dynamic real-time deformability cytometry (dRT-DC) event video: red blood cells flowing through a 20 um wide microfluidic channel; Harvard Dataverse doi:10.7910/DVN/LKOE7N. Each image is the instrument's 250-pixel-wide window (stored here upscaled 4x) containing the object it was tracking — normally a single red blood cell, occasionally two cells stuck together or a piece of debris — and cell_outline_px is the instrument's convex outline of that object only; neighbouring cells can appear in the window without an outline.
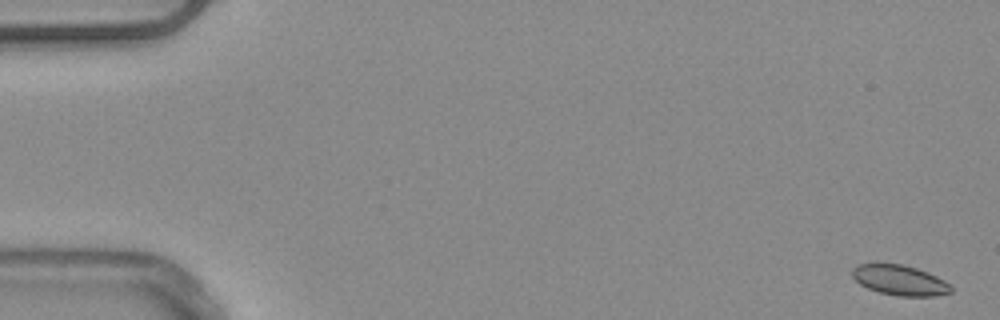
{"species": "common noctule bat (a hibernating species)", "species_latin": "Nyctalus noctula", "temperature_condition": "warm", "stored_images_in_passage": 53, "camera_frame_rate_fps": 3000, "um_per_image_px": 0.085, "animal": {"sex": "male", "body_mass_g": 20.4}, "frame": {"image": 1, "passage_image": 1, "time_ms": 0.0, "image_size_px": [1000, 320], "cell_outline_px": [[952, 292], [932, 296], [900, 296], [880, 292], [868, 288], [860, 284], [852, 276], [852, 268], [856, 264], [900, 264], [916, 268], [936, 276], [944, 280], [952, 288]], "centroid_in_image_um": [76.46, 23.81], "position_along_channel_um": 8.5, "area_um2": 17.11}}
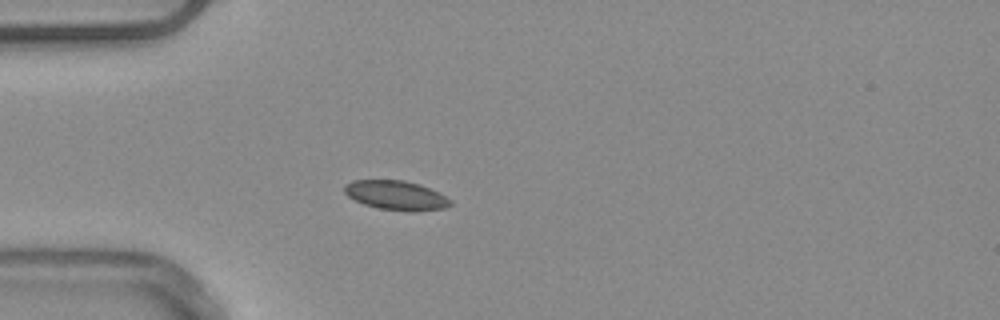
{"frame": {"image": 2, "passage_image": 15, "time_ms": 4.667, "image_size_px": [1000, 320], "cell_outline_px": [[452, 204], [444, 208], [416, 212], [408, 212], [380, 208], [364, 204], [348, 196], [344, 192], [344, 184], [352, 180], [404, 180], [420, 184], [440, 192], [452, 200]], "centroid_in_image_um": [33.7, 16.6], "position_along_channel_um": 51.3, "area_um2": 18.32}, "authors_computed_cell_mechanics": {"area_um2": 17.5712, "velocity_mm_per_s": 3.8597, "shape_relaxation_time_tau1_ms": 5.4717, "shape_relaxation_time_tau2_ms": null, "deformation_change_tau1": 0.0643, "deformation_change_tau2": null}}